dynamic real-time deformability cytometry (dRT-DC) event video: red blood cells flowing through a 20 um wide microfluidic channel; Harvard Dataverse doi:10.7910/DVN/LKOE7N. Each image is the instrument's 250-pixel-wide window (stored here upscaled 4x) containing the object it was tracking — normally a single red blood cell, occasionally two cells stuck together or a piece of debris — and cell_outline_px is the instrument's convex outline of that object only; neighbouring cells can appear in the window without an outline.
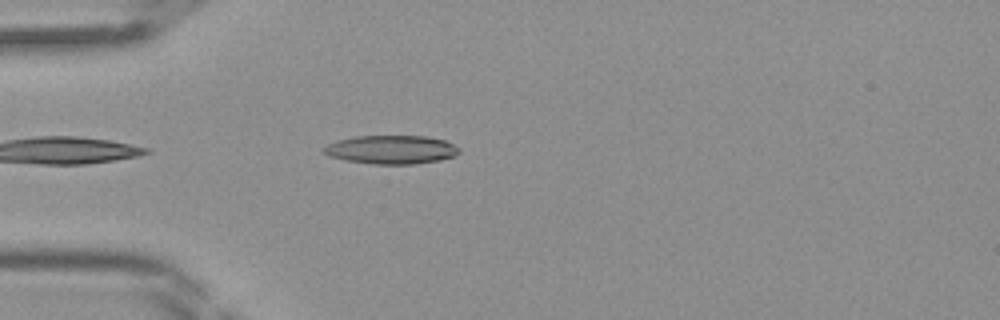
{"species": "Egyptian fruit bat (a non-hibernating species)", "species_latin": "Rousettus aegyptiacus", "temperature_condition": "room temperature", "stored_images_in_passage": 34, "camera_frame_rate_fps": 3000, "um_per_image_px": 0.085, "frame": {"image": 1, "passage_image": 3, "time_ms": 0.667, "image_size_px": [1000, 320], "cell_outline_px": [[460, 152], [452, 156], [440, 160], [412, 164], [372, 164], [348, 160], [328, 156], [320, 148], [328, 144], [340, 140], [356, 136], [424, 136], [444, 140], [460, 148]], "centroid_in_image_um": [33.25, 12.72], "position_along_channel_um": 51.8, "area_um2": 22.37}}
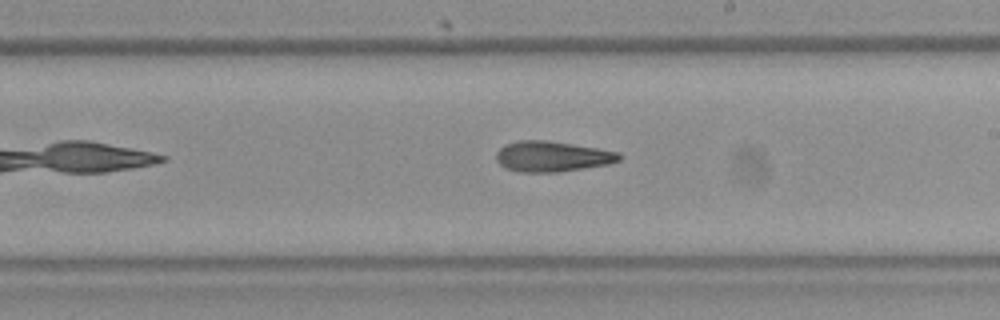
{"frame": {"image": 2, "passage_image": 16, "time_ms": 5.0, "image_size_px": [1000, 320], "cell_outline_px": [[624, 156], [620, 160], [608, 164], [560, 172], [520, 172], [504, 168], [496, 160], [496, 152], [504, 144], [520, 140], [548, 140], [620, 152]], "centroid_in_image_um": [46.93, 13.3], "position_along_channel_um": 242.1, "area_um2": 22.02}}
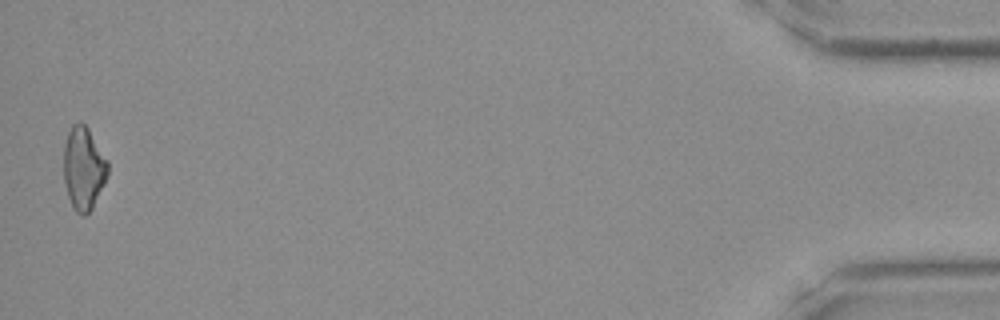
{"frame": {"image": 3, "passage_image": 34, "time_ms": 11.0, "image_size_px": [1000, 320], "cell_outline_px": [[108, 176], [92, 208], [84, 216], [80, 216], [72, 208], [68, 196], [64, 180], [64, 144], [68, 132], [72, 124], [80, 120], [88, 128], [108, 160]], "centroid_in_image_um": [7.1, 14.3], "position_along_channel_um": 428.1, "area_um2": 21.5}}